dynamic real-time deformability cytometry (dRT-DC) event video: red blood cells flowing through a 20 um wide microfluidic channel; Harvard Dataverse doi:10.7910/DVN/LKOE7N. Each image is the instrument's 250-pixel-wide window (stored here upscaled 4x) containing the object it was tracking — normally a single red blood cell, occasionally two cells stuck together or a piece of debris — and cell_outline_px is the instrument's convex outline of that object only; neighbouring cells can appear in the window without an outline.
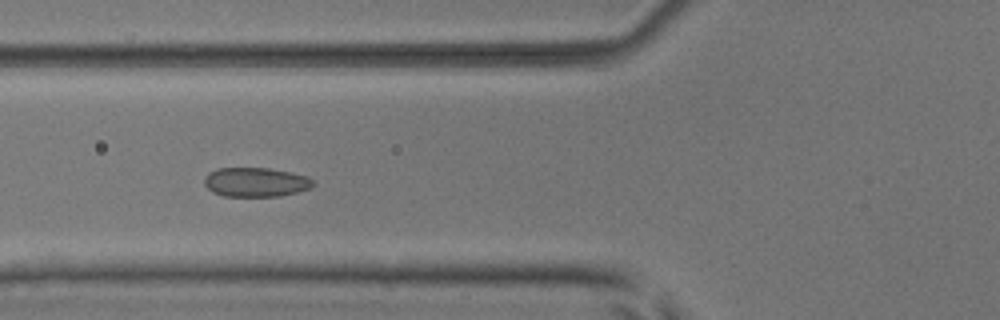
{"species": "common noctule bat (a hibernating species)", "species_latin": "Nyctalus noctula", "temperature_condition": "room temperature", "stored_images_in_passage": 8, "camera_frame_rate_fps": 3000, "um_per_image_px": 0.085, "animal": {"sex": "male", "body_mass_g": 17.9, "forearm_length_mm": 54.2}, "frame": {"image": 1, "passage_image": 6, "time_ms": 1.667, "image_size_px": [1000, 320], "cell_outline_px": [[316, 184], [312, 188], [280, 196], [224, 196], [212, 192], [204, 184], [204, 176], [208, 172], [216, 168], [268, 168], [308, 176]], "centroid_in_image_um": [21.72, 15.48], "position_along_channel_um": 104.1, "area_um2": 18.67}}
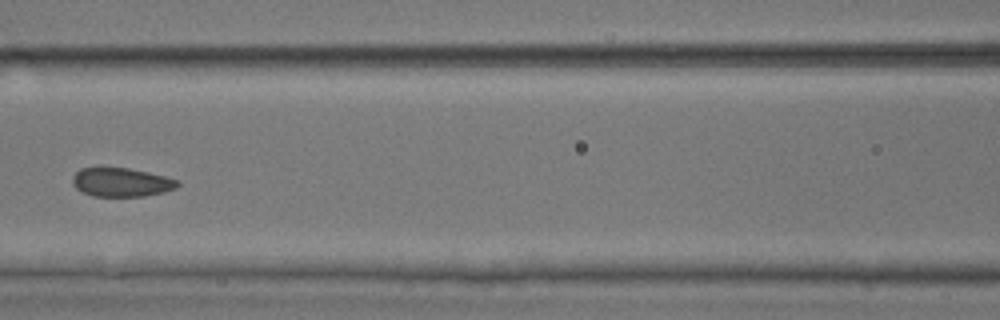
{"frame": {"image": 2, "passage_image": 7, "time_ms": 2.0, "image_size_px": [1000, 320], "cell_outline_px": [[180, 184], [176, 188], [164, 192], [144, 196], [92, 196], [76, 188], [72, 184], [72, 176], [80, 168], [96, 164], [128, 168], [148, 172], [180, 180]], "centroid_in_image_um": [10.26, 15.44], "position_along_channel_um": 156.3, "area_um2": 18.32}}
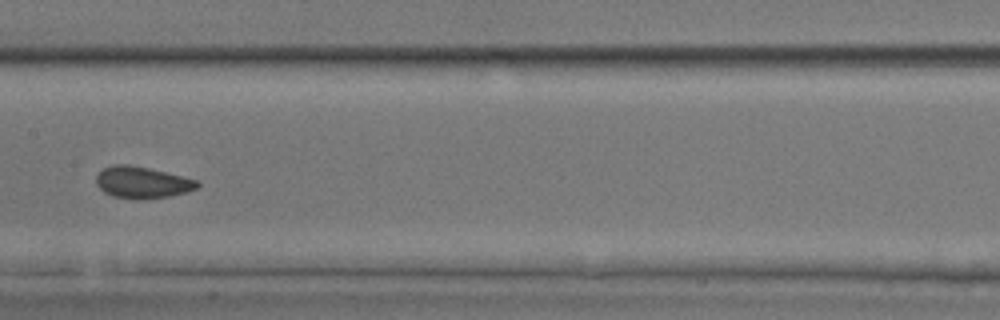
{"frame": {"image": 3, "passage_image": 8, "time_ms": 2.333, "image_size_px": [1000, 320], "cell_outline_px": [[200, 184], [196, 188], [184, 192], [168, 196], [140, 200], [136, 200], [112, 196], [104, 192], [96, 184], [96, 176], [104, 168], [116, 164], [128, 164], [148, 168], [200, 180]], "centroid_in_image_um": [12.08, 15.51], "position_along_channel_um": 195.3, "area_um2": 18.61}}